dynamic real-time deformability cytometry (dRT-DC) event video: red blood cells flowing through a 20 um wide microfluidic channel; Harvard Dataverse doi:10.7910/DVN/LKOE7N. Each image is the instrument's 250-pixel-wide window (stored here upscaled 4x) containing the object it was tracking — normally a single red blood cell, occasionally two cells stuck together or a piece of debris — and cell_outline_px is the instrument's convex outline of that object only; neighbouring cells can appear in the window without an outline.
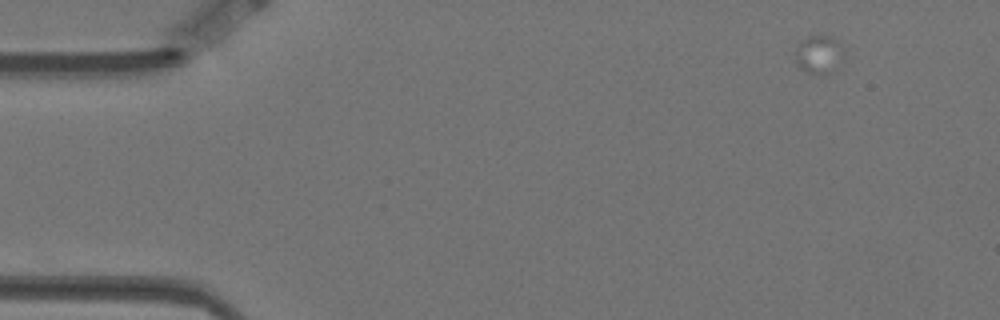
{"species": "Egyptian fruit bat (a non-hibernating species)", "species_latin": "Rousettus aegyptiacus", "temperature_condition": "warm", "stored_images_in_passage": 4, "camera_frame_rate_fps": 3000, "um_per_image_px": 0.085, "animal": {"sex": "female"}, "frame": {"image": 1, "passage_image": 1, "time_ms": 0.0, "image_size_px": [1000, 320], "cell_outline_px": [[844, 60], [832, 72], [824, 76], [808, 76], [796, 64], [796, 44], [808, 36], [832, 36], [840, 44], [844, 52]], "centroid_in_image_um": [69.61, 4.7], "position_along_channel_um": 15.4, "area_um2": 11.44}}